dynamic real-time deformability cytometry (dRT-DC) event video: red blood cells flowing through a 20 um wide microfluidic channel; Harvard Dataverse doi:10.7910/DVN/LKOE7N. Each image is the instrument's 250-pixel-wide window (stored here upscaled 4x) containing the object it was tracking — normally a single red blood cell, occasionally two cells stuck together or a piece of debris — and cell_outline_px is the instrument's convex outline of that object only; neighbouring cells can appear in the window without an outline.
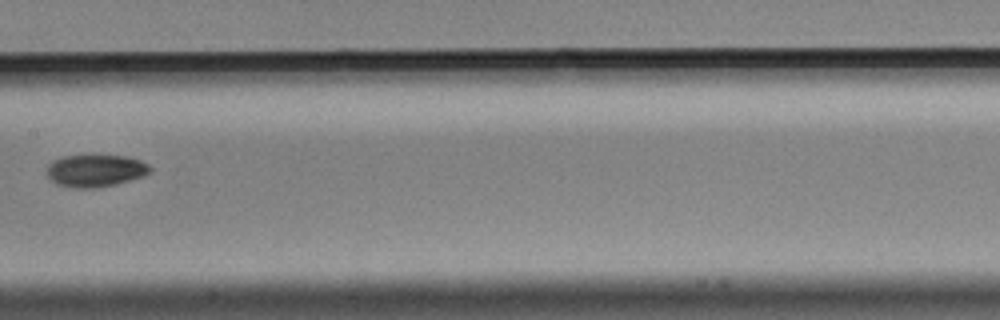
{"species": "Egyptian fruit bat (a non-hibernating species)", "species_latin": "Rousettus aegyptiacus", "temperature_condition": "cold", "stored_images_in_passage": 7, "camera_frame_rate_fps": 3000, "um_per_image_px": 0.085, "animal": {"sex": "male"}, "frame": {"image": 1, "passage_image": 7, "time_ms": 2.0, "image_size_px": [1000, 320], "cell_outline_px": [[152, 172], [144, 176], [116, 184], [92, 188], [76, 188], [56, 184], [48, 176], [48, 164], [52, 160], [60, 156], [92, 152], [124, 156], [140, 160], [148, 164], [152, 168]], "centroid_in_image_um": [8.11, 14.44], "position_along_channel_um": 199.3, "area_um2": 20.29}}